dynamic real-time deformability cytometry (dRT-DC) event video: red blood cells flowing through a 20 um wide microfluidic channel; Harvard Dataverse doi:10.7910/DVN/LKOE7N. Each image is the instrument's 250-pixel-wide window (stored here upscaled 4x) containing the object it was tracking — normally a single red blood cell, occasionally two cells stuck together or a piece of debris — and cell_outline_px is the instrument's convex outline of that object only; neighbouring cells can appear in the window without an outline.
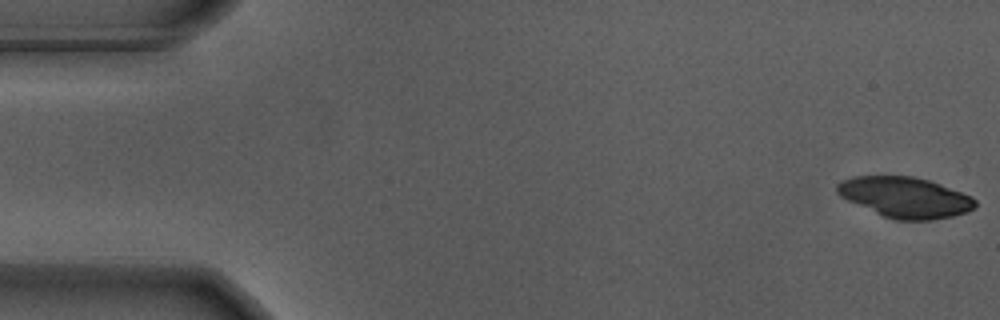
{"species": "Egyptian fruit bat (a non-hibernating species)", "species_latin": "Rousettus aegyptiacus", "temperature_condition": "warm", "stored_images_in_passage": 25, "camera_frame_rate_fps": 3000, "um_per_image_px": 0.085, "animal": {"sex": "male"}, "frame": {"image": 1, "passage_image": 1, "time_ms": 0.0, "image_size_px": [1000, 320], "cell_outline_px": [[976, 204], [968, 212], [952, 216], [932, 220], [896, 220], [884, 216], [848, 200], [840, 196], [836, 192], [836, 184], [840, 180], [852, 176], [912, 176], [928, 180], [940, 184], [972, 196], [976, 200]], "centroid_in_image_um": [76.92, 16.76], "position_along_channel_um": 8.1, "area_um2": 32.54}}